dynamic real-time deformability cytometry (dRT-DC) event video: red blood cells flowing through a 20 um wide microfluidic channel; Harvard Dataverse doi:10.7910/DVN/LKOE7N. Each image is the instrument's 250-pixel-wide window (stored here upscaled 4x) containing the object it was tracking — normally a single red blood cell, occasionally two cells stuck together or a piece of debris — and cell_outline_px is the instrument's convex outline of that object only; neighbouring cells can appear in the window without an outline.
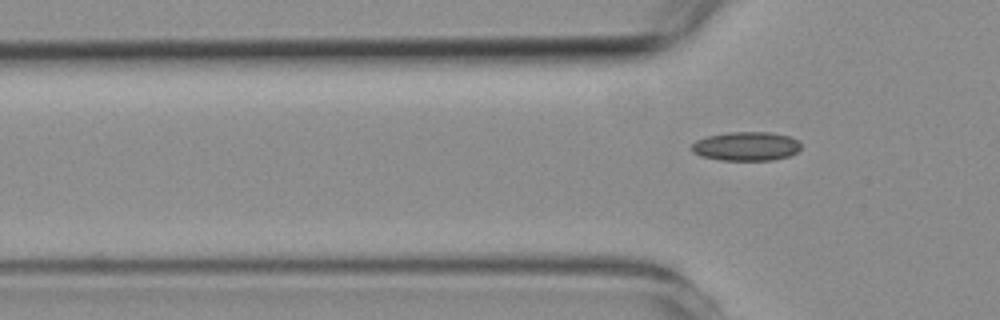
{"species": "common noctule bat (a hibernating species)", "species_latin": "Nyctalus noctula", "temperature_condition": "room temperature", "stored_images_in_passage": 3, "camera_frame_rate_fps": 3000, "um_per_image_px": 0.085, "animal": {"sex": "female", "body_mass_g": 19.3, "forearm_length_mm": 54.1}, "frame": {"image": 1, "passage_image": 3, "time_ms": 3.333, "image_size_px": [1000, 320], "cell_outline_px": [[800, 148], [796, 152], [788, 156], [772, 160], [720, 160], [700, 156], [692, 152], [692, 144], [696, 140], [708, 136], [728, 132], [768, 132], [788, 136], [796, 140], [800, 144]], "centroid_in_image_um": [63.39, 12.43], "position_along_channel_um": 62.4, "area_um2": 18.32}}